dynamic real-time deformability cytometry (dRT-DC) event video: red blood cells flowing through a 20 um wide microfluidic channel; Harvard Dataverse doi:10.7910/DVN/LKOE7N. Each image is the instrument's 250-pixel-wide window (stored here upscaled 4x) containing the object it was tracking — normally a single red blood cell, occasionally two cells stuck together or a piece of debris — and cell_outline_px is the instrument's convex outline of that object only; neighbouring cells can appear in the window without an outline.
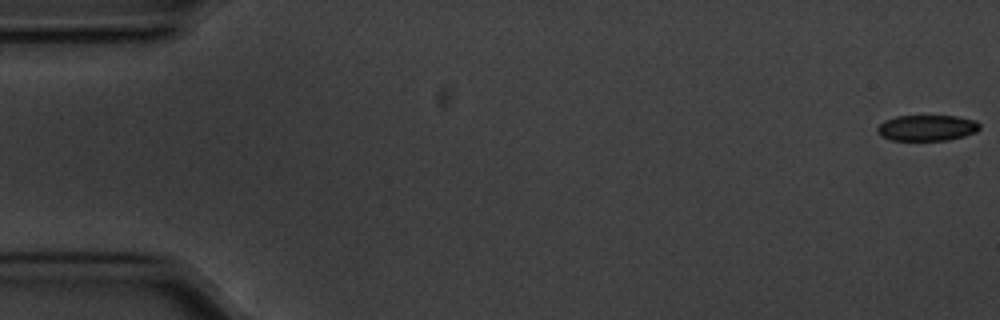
{"species": "common noctule bat (a hibernating species)", "species_latin": "Nyctalus noctula", "temperature_condition": "cold", "stored_images_in_passage": 55, "camera_frame_rate_fps": 3000, "um_per_image_px": 0.085, "animal": {"sex": "male", "body_mass_g": 20.1, "forearm_length_mm": 53.5}, "frame": {"image": 1, "passage_image": 1, "time_ms": 0.0, "image_size_px": [1000, 320], "cell_outline_px": [[980, 128], [976, 132], [964, 136], [948, 140], [892, 140], [880, 136], [876, 132], [876, 128], [884, 120], [896, 116], [956, 116], [976, 120], [980, 124]], "centroid_in_image_um": [78.78, 10.87], "position_along_channel_um": 6.2, "area_um2": 15.55}}
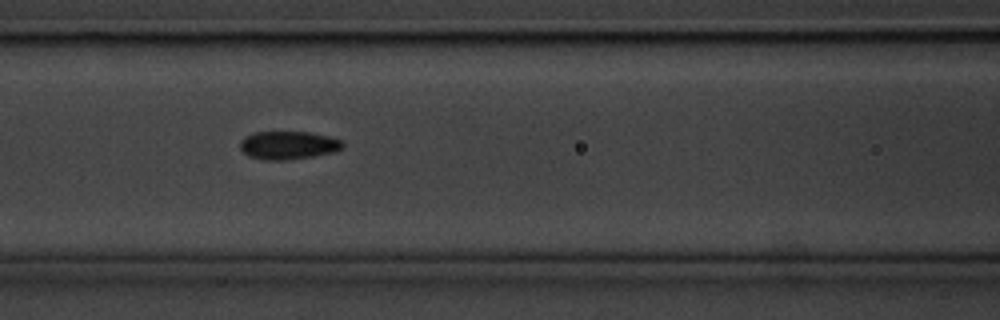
{"frame": {"image": 2, "passage_image": 24, "time_ms": 7.667, "image_size_px": [1000, 320], "cell_outline_px": [[344, 148], [332, 152], [312, 156], [284, 160], [264, 160], [248, 156], [240, 148], [240, 140], [244, 136], [252, 132], [312, 132], [328, 136], [340, 140], [344, 144]], "centroid_in_image_um": [24.47, 12.33], "position_along_channel_um": 142.1, "area_um2": 16.88}}
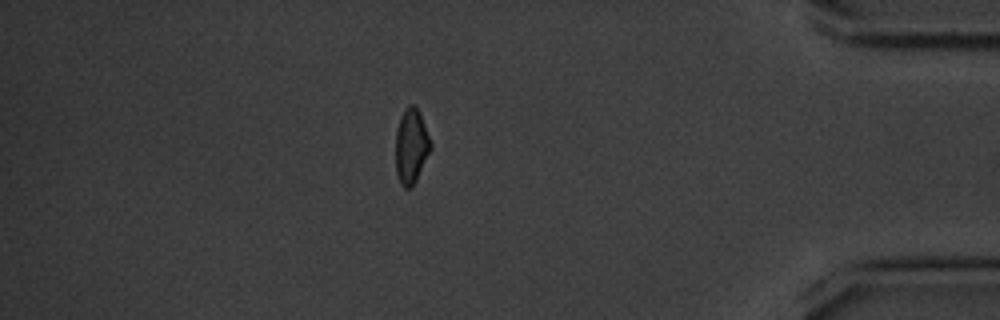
{"frame": {"image": 3, "passage_image": 49, "time_ms": 16.0, "image_size_px": [1000, 320], "cell_outline_px": [[432, 148], [412, 188], [404, 188], [400, 184], [396, 172], [396, 132], [400, 116], [404, 108], [408, 104], [416, 104], [420, 112], [432, 144]], "centroid_in_image_um": [34.96, 12.39], "position_along_channel_um": 400.2, "area_um2": 15.55}}